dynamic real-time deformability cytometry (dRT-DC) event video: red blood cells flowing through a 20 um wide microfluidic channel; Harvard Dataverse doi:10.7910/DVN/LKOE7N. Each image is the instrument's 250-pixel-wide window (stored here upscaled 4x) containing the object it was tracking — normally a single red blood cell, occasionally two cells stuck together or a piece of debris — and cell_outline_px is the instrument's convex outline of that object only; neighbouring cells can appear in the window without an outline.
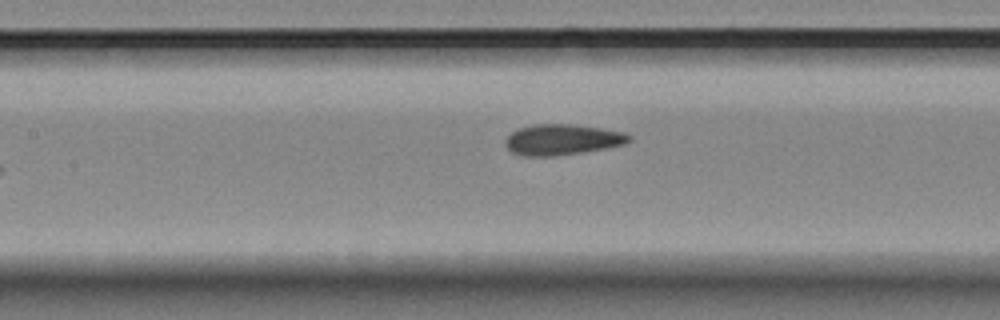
{"species": "Egyptian fruit bat (a non-hibernating species)", "species_latin": "Rousettus aegyptiacus", "temperature_condition": "room temperature", "stored_images_in_passage": 9, "camera_frame_rate_fps": 3000, "um_per_image_px": 0.085, "animal": {"sex": "female"}, "frame": {"image": 1, "passage_image": 7, "time_ms": 2.0, "image_size_px": [1000, 320], "cell_outline_px": [[632, 140], [624, 144], [608, 148], [584, 152], [552, 156], [524, 156], [512, 152], [504, 144], [504, 140], [512, 132], [520, 128], [532, 124], [568, 124], [600, 128], [624, 132], [632, 136]], "centroid_in_image_um": [47.8, 11.87], "position_along_channel_um": 159.6, "area_um2": 22.2}}
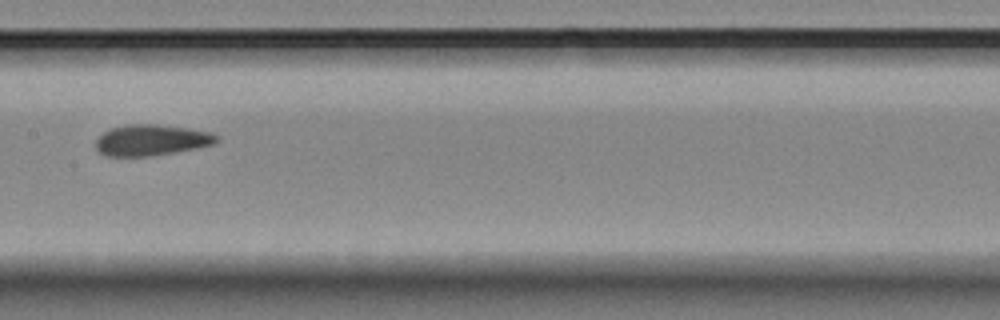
{"frame": {"image": 2, "passage_image": 8, "time_ms": 2.333, "image_size_px": [1000, 320], "cell_outline_px": [[220, 140], [216, 144], [176, 152], [152, 156], [104, 156], [96, 148], [96, 140], [104, 132], [112, 128], [128, 124], [156, 124], [188, 128], [208, 132], [220, 136]], "centroid_in_image_um": [12.9, 11.91], "position_along_channel_um": 194.5, "area_um2": 21.91}}
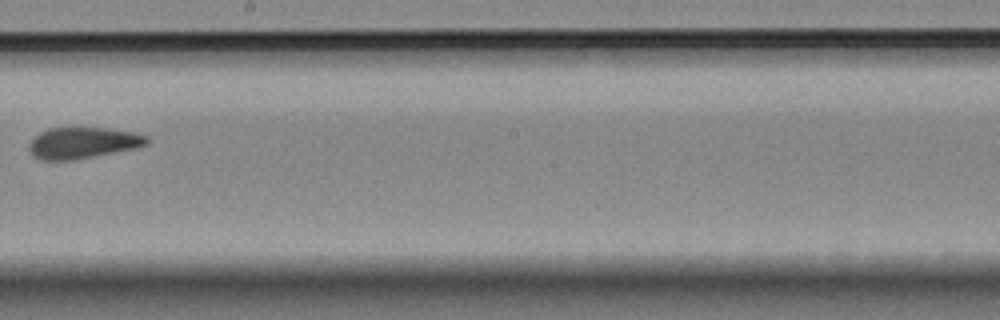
{"frame": {"image": 3, "passage_image": 9, "time_ms": 2.667, "image_size_px": [1000, 320], "cell_outline_px": [[148, 144], [136, 148], [76, 160], [40, 160], [32, 156], [28, 148], [28, 144], [40, 132], [48, 128], [108, 128], [136, 132], [148, 136]], "centroid_in_image_um": [7.05, 12.15], "position_along_channel_um": 241.2, "area_um2": 21.68}}